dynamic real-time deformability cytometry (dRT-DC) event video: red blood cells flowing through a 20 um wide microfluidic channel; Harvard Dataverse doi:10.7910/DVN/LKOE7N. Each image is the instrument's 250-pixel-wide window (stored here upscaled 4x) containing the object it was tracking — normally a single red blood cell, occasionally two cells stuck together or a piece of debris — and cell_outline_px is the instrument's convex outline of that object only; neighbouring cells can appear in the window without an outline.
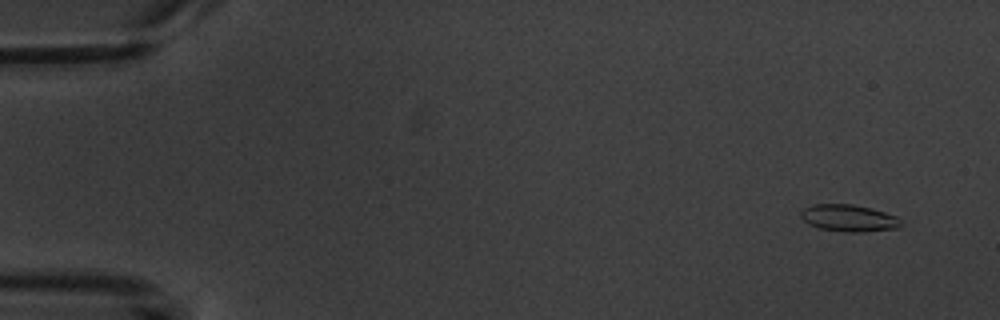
{"species": "common noctule bat (a hibernating species)", "species_latin": "Nyctalus noctula", "temperature_condition": "warm", "stored_images_in_passage": 6, "camera_frame_rate_fps": 3000, "um_per_image_px": 0.085, "animal": {"sex": "male", "body_mass_g": 20.1, "forearm_length_mm": 53.5}, "frame": {"image": 1, "passage_image": 1, "time_ms": 0.0, "image_size_px": [1000, 320], "cell_outline_px": [[904, 224], [900, 228], [864, 232], [844, 232], [820, 228], [808, 224], [800, 216], [800, 212], [804, 208], [812, 204], [852, 204], [872, 208], [896, 216]], "centroid_in_image_um": [72.17, 18.54], "position_along_channel_um": 12.8, "area_um2": 15.9}}
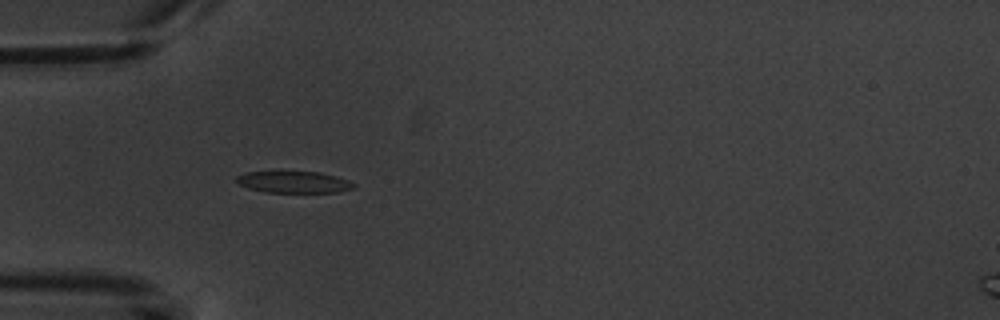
{"frame": {"image": 2, "passage_image": 5, "time_ms": 4.667, "image_size_px": [1000, 320], "cell_outline_px": [[356, 188], [340, 192], [264, 192], [248, 188], [240, 184], [236, 180], [236, 176], [248, 172], [280, 168], [320, 172], [336, 176], [348, 180], [356, 184]], "centroid_in_image_um": [24.96, 15.42], "position_along_channel_um": 60.0, "area_um2": 15.78}}